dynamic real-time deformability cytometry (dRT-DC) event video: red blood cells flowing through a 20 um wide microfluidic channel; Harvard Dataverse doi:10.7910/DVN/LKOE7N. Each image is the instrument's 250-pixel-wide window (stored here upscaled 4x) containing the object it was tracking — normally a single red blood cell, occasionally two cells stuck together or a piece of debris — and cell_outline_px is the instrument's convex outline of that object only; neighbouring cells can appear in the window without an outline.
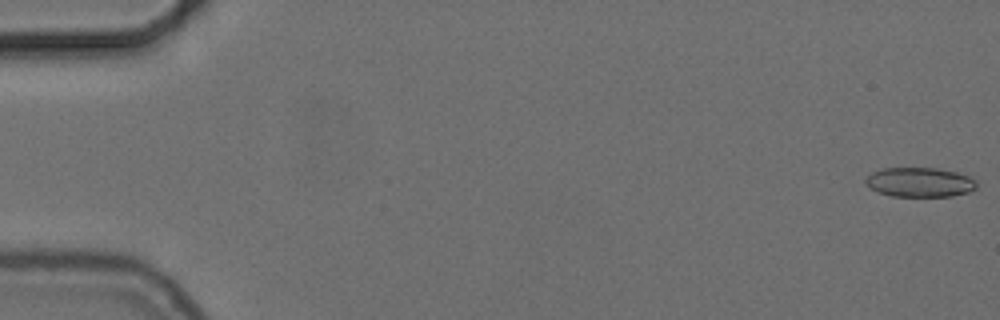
{"species": "common noctule bat (a hibernating species)", "species_latin": "Nyctalus noctula", "temperature_condition": "cold", "stored_images_in_passage": 50, "camera_frame_rate_fps": 3000, "um_per_image_px": 0.085, "animal": {"sex": "female", "body_mass_g": 24.6, "forearm_length_mm": 56.2}, "frame": {"image": 1, "passage_image": 1, "time_ms": 0.0, "image_size_px": [1000, 320], "cell_outline_px": [[976, 188], [968, 192], [952, 196], [892, 196], [880, 192], [872, 188], [864, 180], [872, 172], [880, 168], [936, 168], [956, 172], [968, 176], [976, 180]], "centroid_in_image_um": [78.19, 15.48], "position_along_channel_um": 6.8, "area_um2": 18.9}}
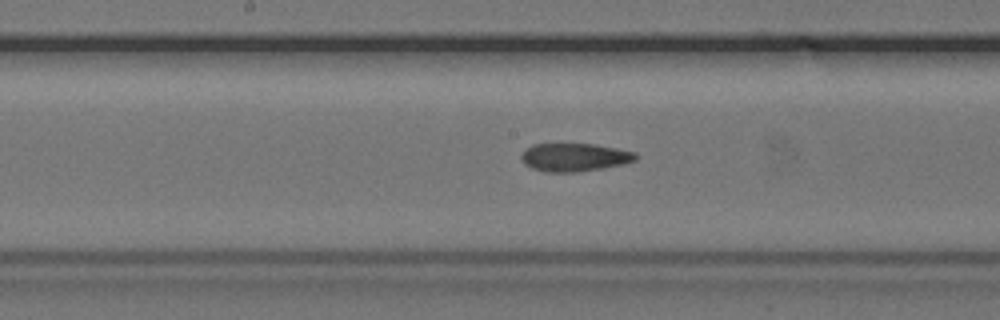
{"frame": {"image": 2, "passage_image": 29, "time_ms": 9.333, "image_size_px": [1000, 320], "cell_outline_px": [[636, 160], [624, 164], [604, 168], [576, 172], [544, 172], [532, 168], [524, 164], [520, 156], [524, 148], [532, 144], [596, 144], [636, 152]], "centroid_in_image_um": [48.8, 13.37], "position_along_channel_um": 199.4, "area_um2": 18.96}}
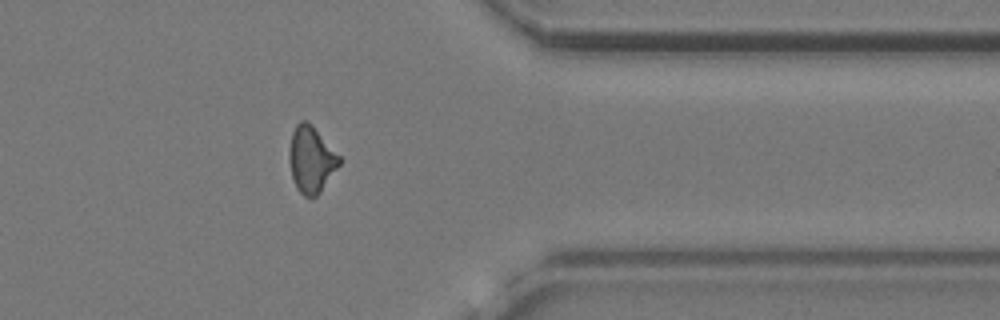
{"frame": {"image": 3, "passage_image": 45, "time_ms": 14.667, "image_size_px": [1000, 320], "cell_outline_px": [[340, 164], [320, 192], [312, 200], [304, 196], [296, 188], [292, 176], [288, 160], [288, 152], [292, 132], [296, 124], [300, 120], [308, 120], [312, 124], [340, 156]], "centroid_in_image_um": [26.43, 13.55], "position_along_channel_um": 385.0, "area_um2": 19.59}, "authors_computed_cell_mechanics": {"area_um2": 19.363, "velocity_mm_per_s": 3.7295, "shape_relaxation_time_tau1_ms": 4.3343, "shape_relaxation_time_tau2_ms": 3.9907, "deformation_change_tau1": 0.1339, "deformation_change_tau2": 0.132}}